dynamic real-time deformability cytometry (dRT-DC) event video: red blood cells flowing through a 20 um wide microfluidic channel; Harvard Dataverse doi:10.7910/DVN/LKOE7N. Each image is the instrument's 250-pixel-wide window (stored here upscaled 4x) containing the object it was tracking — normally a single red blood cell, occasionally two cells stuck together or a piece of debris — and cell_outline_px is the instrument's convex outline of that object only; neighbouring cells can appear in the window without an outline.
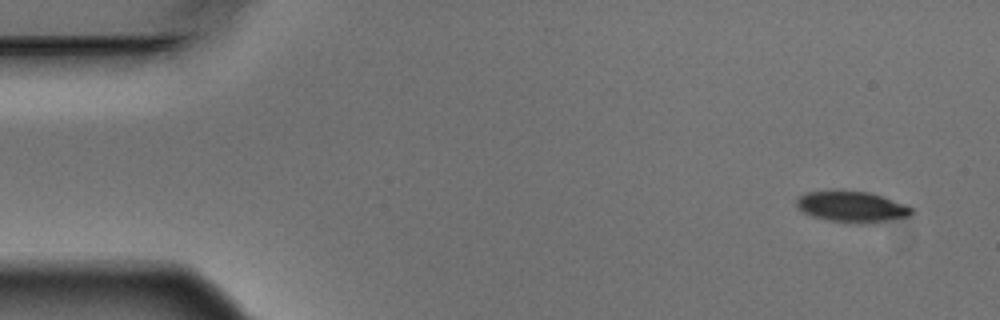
{"species": "Egyptian fruit bat (a non-hibernating species)", "species_latin": "Rousettus aegyptiacus", "temperature_condition": "warm", "stored_images_in_passage": 8, "camera_frame_rate_fps": 3000, "um_per_image_px": 0.085, "animal": {"sex": "male"}, "frame": {"image": 1, "passage_image": 1, "time_ms": 0.0, "image_size_px": [1000, 320], "cell_outline_px": [[912, 216], [892, 220], [828, 220], [812, 216], [804, 212], [796, 204], [796, 196], [804, 192], [832, 188], [868, 192], [904, 204], [912, 208]], "centroid_in_image_um": [72.31, 17.48], "position_along_channel_um": 12.7, "area_um2": 20.35}}
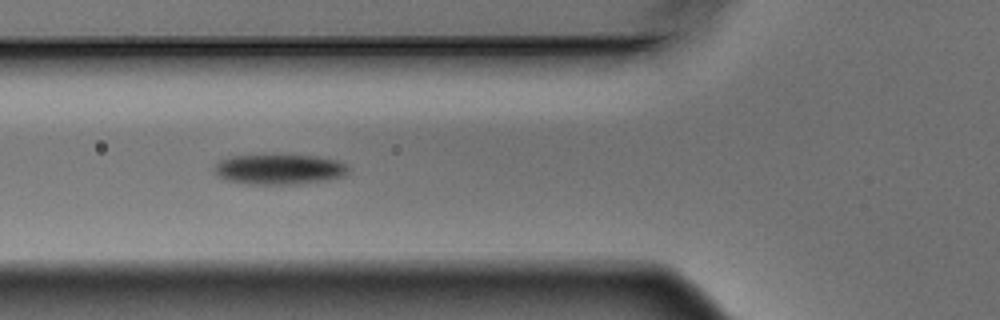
{"frame": {"image": 2, "passage_image": 6, "time_ms": 1.667, "image_size_px": [1000, 320], "cell_outline_px": [[352, 168], [344, 176], [328, 180], [296, 184], [248, 184], [228, 180], [220, 176], [212, 168], [220, 160], [232, 156], [316, 156], [336, 160], [348, 164]], "centroid_in_image_um": [23.81, 14.4], "position_along_channel_um": 102.0, "area_um2": 23.41}}
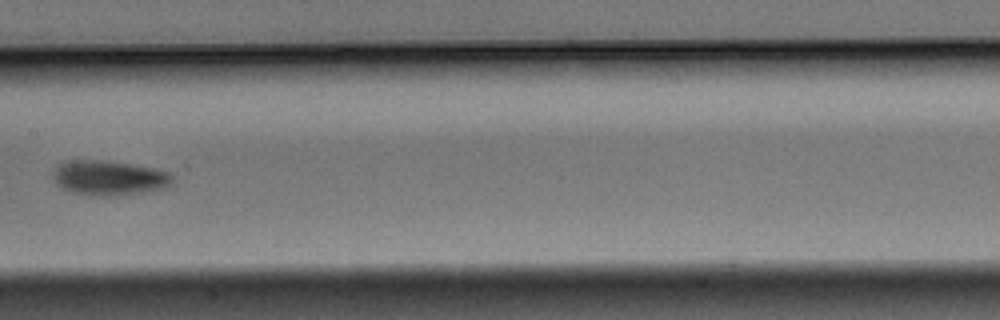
{"frame": {"image": 3, "passage_image": 8, "time_ms": 2.333, "image_size_px": [1000, 320], "cell_outline_px": [[172, 184], [164, 188], [140, 192], [108, 196], [92, 196], [72, 192], [56, 184], [52, 176], [52, 172], [60, 164], [72, 160], [96, 160], [128, 164], [156, 168], [168, 172], [172, 176]], "centroid_in_image_um": [9.25, 15.12], "position_along_channel_um": 198.1, "area_um2": 23.87}}